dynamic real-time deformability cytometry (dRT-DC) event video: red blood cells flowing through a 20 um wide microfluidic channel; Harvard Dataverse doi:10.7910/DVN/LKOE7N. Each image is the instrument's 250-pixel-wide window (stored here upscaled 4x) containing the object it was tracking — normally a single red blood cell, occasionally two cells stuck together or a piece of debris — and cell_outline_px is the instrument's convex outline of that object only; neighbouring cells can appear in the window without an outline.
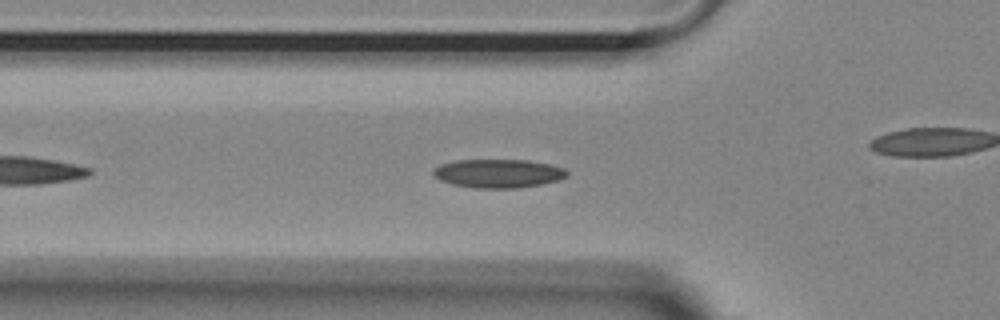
{"species": "Egyptian fruit bat (a non-hibernating species)", "species_latin": "Rousettus aegyptiacus", "temperature_condition": "room temperature", "stored_images_in_passage": 44, "camera_frame_rate_fps": 3000, "um_per_image_px": 0.085, "animal": {"sex": "female"}, "frame": {"image": 1, "passage_image": 7, "time_ms": 2.0, "image_size_px": [1000, 320], "cell_outline_px": [[568, 176], [560, 180], [520, 188], [476, 188], [452, 184], [440, 180], [432, 172], [440, 164], [456, 160], [528, 160], [548, 164], [564, 168], [568, 172]], "centroid_in_image_um": [42.38, 14.74], "position_along_channel_um": 83.4, "area_um2": 22.25}}
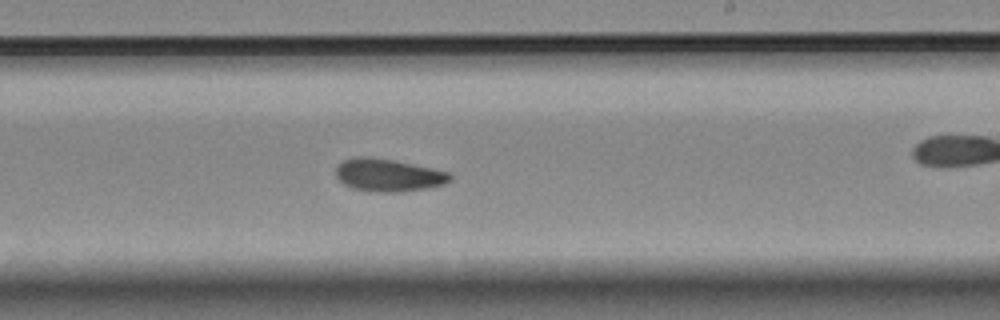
{"frame": {"image": 2, "passage_image": 21, "time_ms": 6.667, "image_size_px": [1000, 320], "cell_outline_px": [[452, 180], [444, 184], [428, 188], [400, 192], [376, 192], [352, 188], [344, 184], [336, 176], [336, 168], [344, 160], [356, 156], [364, 156], [392, 160], [412, 164], [448, 172], [452, 176]], "centroid_in_image_um": [33.0, 14.89], "position_along_channel_um": 256.0, "area_um2": 21.56}}
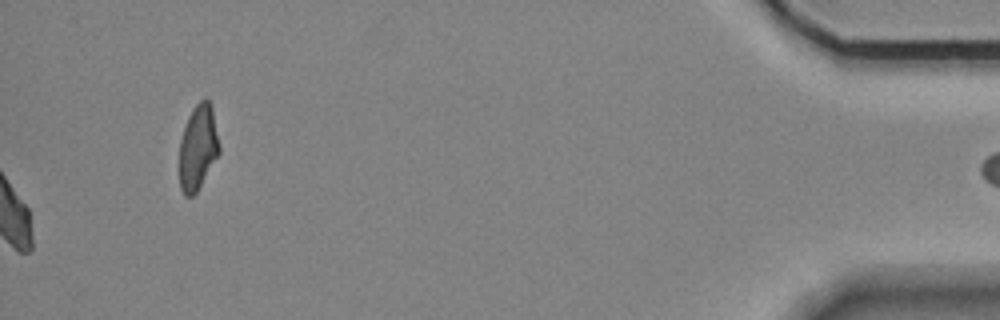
{"frame": {"image": 3, "passage_image": 44, "time_ms": 14.333, "image_size_px": [1000, 320], "cell_outline_px": [[220, 152], [196, 192], [192, 196], [184, 196], [180, 188], [180, 140], [188, 116], [196, 104], [200, 100], [208, 100], [212, 104], [220, 148]], "centroid_in_image_um": [16.83, 12.52], "position_along_channel_um": 418.4, "area_um2": 19.59}, "authors_computed_cell_mechanics": {"area_um2": 21.2704, "velocity_mm_per_s": 3.6836, "shape_relaxation_time_tau1_ms": 6.2772, "shape_relaxation_time_tau2_ms": 5.1075, "deformation_change_tau1": 0.1235, "deformation_change_tau2": 0.098}}